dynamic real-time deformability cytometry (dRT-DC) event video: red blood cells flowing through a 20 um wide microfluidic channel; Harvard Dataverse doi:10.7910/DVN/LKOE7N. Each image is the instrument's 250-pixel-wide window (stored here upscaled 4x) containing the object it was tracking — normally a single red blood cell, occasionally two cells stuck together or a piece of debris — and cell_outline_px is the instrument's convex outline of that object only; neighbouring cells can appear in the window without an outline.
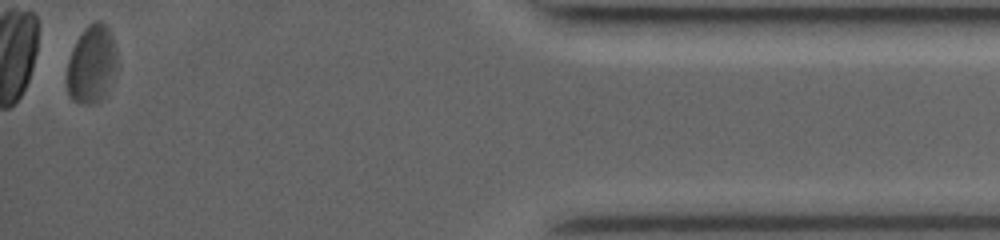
{"species": "common noctule bat (a hibernating species)", "species_latin": "Nyctalus noctula", "temperature_condition": "room temperature", "stored_images_in_passage": 30, "camera_frame_rate_fps": 3500, "um_per_image_px": 0.085, "animal": {"sex": "female", "body_mass_g": 19.0, "forearm_length_mm": 53.3}, "frame": {"image": 1, "passage_image": 30, "time_ms": 10.857, "image_size_px": [1000, 240], "cell_outline_px": [[116, 64], [104, 96], [100, 100], [92, 104], [84, 104], [72, 100], [68, 92], [68, 60], [72, 48], [76, 40], [84, 28], [88, 24], [96, 20], [100, 20], [112, 32], [116, 48]], "centroid_in_image_um": [7.78, 5.41], "position_along_channel_um": 427.4, "area_um2": 22.48}, "authors_computed_cell_mechanics": {"area_um2": 23.3512, "velocity_mm_per_s": 3.9168, "shape_relaxation_time_tau1_ms": 0.7114, "shape_relaxation_time_tau2_ms": null, "deformation_change_tau1": 0.0627, "deformation_change_tau2": null}}